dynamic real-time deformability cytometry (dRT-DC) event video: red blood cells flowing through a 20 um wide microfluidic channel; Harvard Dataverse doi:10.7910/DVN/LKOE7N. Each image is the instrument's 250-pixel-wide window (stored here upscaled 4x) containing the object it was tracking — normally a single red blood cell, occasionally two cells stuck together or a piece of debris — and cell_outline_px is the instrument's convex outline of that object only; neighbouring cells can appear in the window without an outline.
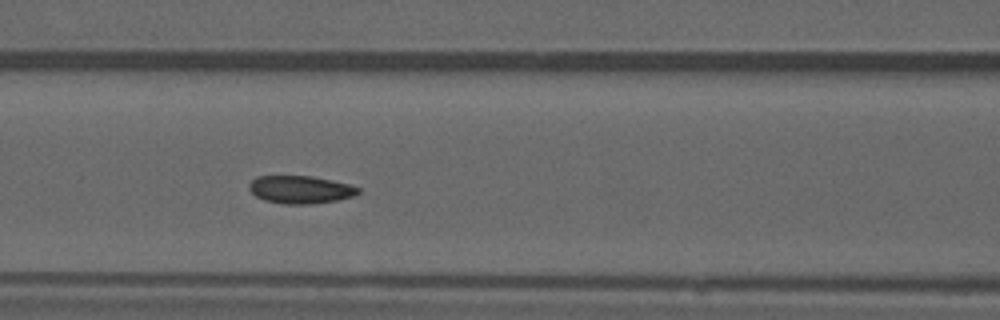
{"species": "common noctule bat (a hibernating species)", "species_latin": "Nyctalus noctula", "temperature_condition": "warm", "stored_images_in_passage": 43, "camera_frame_rate_fps": 3000, "um_per_image_px": 0.085, "animal": {"sex": "male", "forearm_length_mm": 52.5}, "frame": {"image": 1, "passage_image": 13, "time_ms": 4.0, "image_size_px": [1000, 320], "cell_outline_px": [[360, 192], [352, 196], [336, 200], [308, 204], [284, 204], [264, 200], [256, 196], [248, 188], [248, 184], [256, 176], [312, 176], [332, 180], [348, 184], [360, 188]], "centroid_in_image_um": [25.5, 16.11], "position_along_channel_um": 141.1, "area_um2": 17.57}, "authors_computed_cell_mechanics": {"area_um2": 17.8024, "velocity_mm_per_s": 3.8473, "shape_relaxation_time_tau1_ms": 6.3937, "shape_relaxation_time_tau2_ms": 0.563, "deformation_change_tau1": 0.1362, "deformation_change_tau2": 0.0486}}